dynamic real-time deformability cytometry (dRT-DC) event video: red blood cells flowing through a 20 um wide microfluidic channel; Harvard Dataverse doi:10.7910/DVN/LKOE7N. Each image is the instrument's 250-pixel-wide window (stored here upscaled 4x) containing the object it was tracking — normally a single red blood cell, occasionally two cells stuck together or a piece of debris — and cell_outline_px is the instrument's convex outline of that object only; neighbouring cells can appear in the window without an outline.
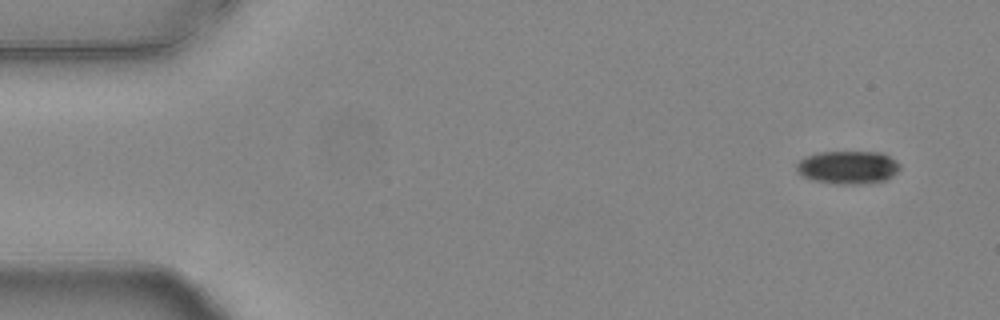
{"species": "common noctule bat (a hibernating species)", "species_latin": "Nyctalus noctula", "temperature_condition": "warm", "stored_images_in_passage": 52, "camera_frame_rate_fps": 3000, "um_per_image_px": 0.085, "animal": {"sex": "female", "body_mass_g": 24.6, "forearm_length_mm": 56.2}, "frame": {"image": 1, "passage_image": 1, "time_ms": 0.0, "image_size_px": [1000, 320], "cell_outline_px": [[900, 168], [888, 180], [864, 184], [836, 184], [812, 180], [796, 172], [796, 164], [804, 156], [816, 152], [884, 152], [896, 160], [900, 164]], "centroid_in_image_um": [72.08, 14.22], "position_along_channel_um": 12.9, "area_um2": 20.29}}
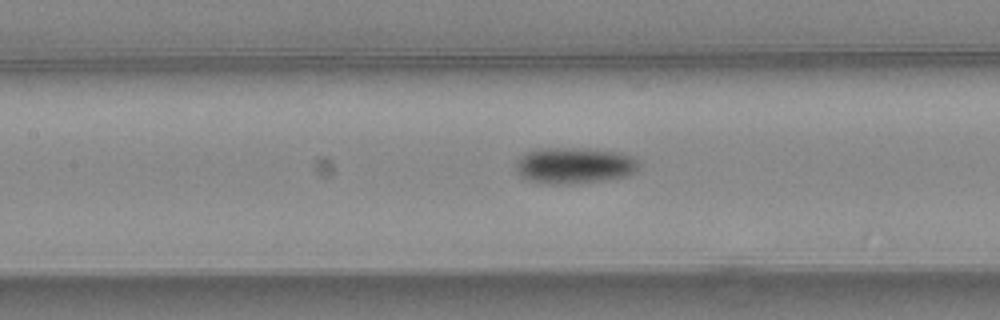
{"frame": {"image": 2, "passage_image": 22, "time_ms": 7.0, "image_size_px": [1000, 320], "cell_outline_px": [[640, 168], [636, 172], [628, 176], [604, 180], [572, 184], [548, 184], [528, 180], [520, 176], [516, 172], [516, 160], [524, 152], [540, 148], [588, 148], [620, 152], [632, 156], [640, 164]], "centroid_in_image_um": [48.82, 14.06], "position_along_channel_um": 158.6, "area_um2": 26.47}}
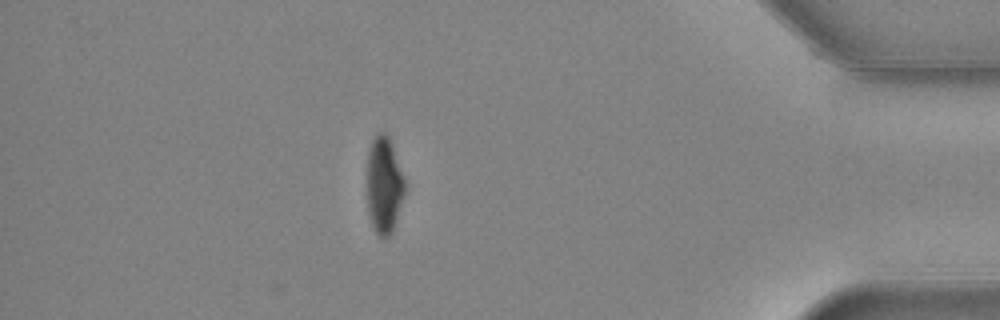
{"frame": {"image": 3, "passage_image": 45, "time_ms": 14.667, "image_size_px": [1000, 320], "cell_outline_px": [[404, 196], [392, 232], [384, 240], [376, 232], [372, 224], [368, 212], [368, 152], [372, 140], [376, 132], [384, 132], [388, 136], [392, 144], [404, 180]], "centroid_in_image_um": [32.64, 15.73], "position_along_channel_um": 402.6, "area_um2": 20.98}, "authors_computed_cell_mechanics": {"area_um2": 23.0333, "velocity_mm_per_s": 3.7934, "shape_relaxation_time_tau1_ms": 3.8381, "shape_relaxation_time_tau2_ms": null, "deformation_change_tau1": 0.1317, "deformation_change_tau2": null}}